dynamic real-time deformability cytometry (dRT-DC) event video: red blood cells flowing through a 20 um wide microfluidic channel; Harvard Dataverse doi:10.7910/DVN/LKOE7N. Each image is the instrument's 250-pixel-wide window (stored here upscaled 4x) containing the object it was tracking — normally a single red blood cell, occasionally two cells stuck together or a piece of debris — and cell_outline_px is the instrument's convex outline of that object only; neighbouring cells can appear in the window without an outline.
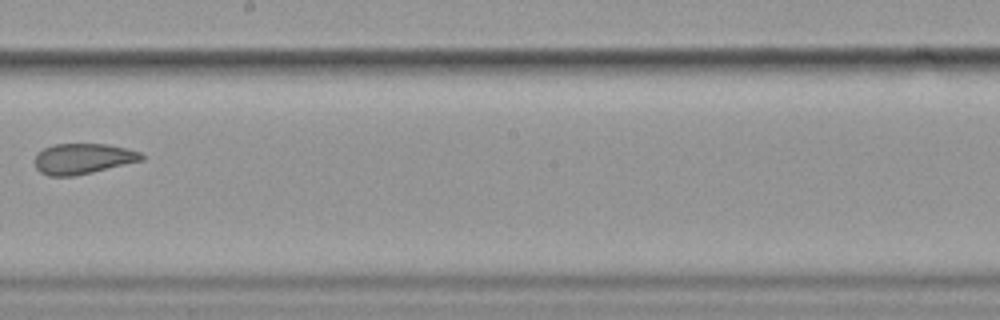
{"species": "common noctule bat (a hibernating species)", "species_latin": "Nyctalus noctula", "temperature_condition": "cold", "stored_images_in_passage": 9, "camera_frame_rate_fps": 3000, "um_per_image_px": 0.085, "animal": {"sex": "female", "body_mass_g": 19.9}, "frame": {"image": 1, "passage_image": 9, "time_ms": 10.333, "image_size_px": [1000, 320], "cell_outline_px": [[144, 160], [92, 172], [72, 176], [48, 176], [40, 172], [36, 168], [36, 152], [52, 144], [108, 144], [128, 148], [140, 152], [144, 156]], "centroid_in_image_um": [7.05, 13.48], "position_along_channel_um": 241.1, "area_um2": 19.07}}